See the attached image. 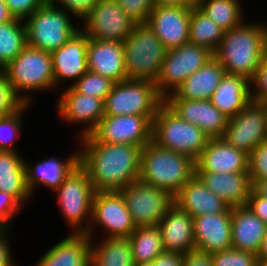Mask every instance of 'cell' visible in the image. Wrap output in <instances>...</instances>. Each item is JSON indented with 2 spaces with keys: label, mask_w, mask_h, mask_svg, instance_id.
Instances as JSON below:
<instances>
[{
  "label": "cell",
  "mask_w": 267,
  "mask_h": 266,
  "mask_svg": "<svg viewBox=\"0 0 267 266\" xmlns=\"http://www.w3.org/2000/svg\"><path fill=\"white\" fill-rule=\"evenodd\" d=\"M164 103L180 118L198 126L210 139L222 138L224 135L229 118L209 99H164Z\"/></svg>",
  "instance_id": "obj_17"
},
{
  "label": "cell",
  "mask_w": 267,
  "mask_h": 266,
  "mask_svg": "<svg viewBox=\"0 0 267 266\" xmlns=\"http://www.w3.org/2000/svg\"><path fill=\"white\" fill-rule=\"evenodd\" d=\"M209 100L221 113L232 118L252 100L250 81L225 73Z\"/></svg>",
  "instance_id": "obj_29"
},
{
  "label": "cell",
  "mask_w": 267,
  "mask_h": 266,
  "mask_svg": "<svg viewBox=\"0 0 267 266\" xmlns=\"http://www.w3.org/2000/svg\"><path fill=\"white\" fill-rule=\"evenodd\" d=\"M182 266H213L211 254L194 249L184 255Z\"/></svg>",
  "instance_id": "obj_48"
},
{
  "label": "cell",
  "mask_w": 267,
  "mask_h": 266,
  "mask_svg": "<svg viewBox=\"0 0 267 266\" xmlns=\"http://www.w3.org/2000/svg\"><path fill=\"white\" fill-rule=\"evenodd\" d=\"M92 219V220H91ZM92 223H86V234L92 239L90 224L97 223L108 231V238H128L136 229L125 200L119 191H96L92 202Z\"/></svg>",
  "instance_id": "obj_12"
},
{
  "label": "cell",
  "mask_w": 267,
  "mask_h": 266,
  "mask_svg": "<svg viewBox=\"0 0 267 266\" xmlns=\"http://www.w3.org/2000/svg\"><path fill=\"white\" fill-rule=\"evenodd\" d=\"M192 7L155 5L147 24L167 50L189 42Z\"/></svg>",
  "instance_id": "obj_16"
},
{
  "label": "cell",
  "mask_w": 267,
  "mask_h": 266,
  "mask_svg": "<svg viewBox=\"0 0 267 266\" xmlns=\"http://www.w3.org/2000/svg\"><path fill=\"white\" fill-rule=\"evenodd\" d=\"M174 204L193 218L205 214H220L230 208L226 202L211 192L196 175L174 196Z\"/></svg>",
  "instance_id": "obj_25"
},
{
  "label": "cell",
  "mask_w": 267,
  "mask_h": 266,
  "mask_svg": "<svg viewBox=\"0 0 267 266\" xmlns=\"http://www.w3.org/2000/svg\"><path fill=\"white\" fill-rule=\"evenodd\" d=\"M82 21L89 39L104 41L124 42L136 25L114 0H97Z\"/></svg>",
  "instance_id": "obj_13"
},
{
  "label": "cell",
  "mask_w": 267,
  "mask_h": 266,
  "mask_svg": "<svg viewBox=\"0 0 267 266\" xmlns=\"http://www.w3.org/2000/svg\"><path fill=\"white\" fill-rule=\"evenodd\" d=\"M267 225L247 206L231 207L232 248L257 255Z\"/></svg>",
  "instance_id": "obj_26"
},
{
  "label": "cell",
  "mask_w": 267,
  "mask_h": 266,
  "mask_svg": "<svg viewBox=\"0 0 267 266\" xmlns=\"http://www.w3.org/2000/svg\"><path fill=\"white\" fill-rule=\"evenodd\" d=\"M114 84L115 82L111 79L88 70L75 83H72L71 86L78 93L105 100L107 95L112 91Z\"/></svg>",
  "instance_id": "obj_37"
},
{
  "label": "cell",
  "mask_w": 267,
  "mask_h": 266,
  "mask_svg": "<svg viewBox=\"0 0 267 266\" xmlns=\"http://www.w3.org/2000/svg\"><path fill=\"white\" fill-rule=\"evenodd\" d=\"M53 6H56L55 2H59L63 6L65 11H69L77 17L83 19L94 7L97 0H48Z\"/></svg>",
  "instance_id": "obj_46"
},
{
  "label": "cell",
  "mask_w": 267,
  "mask_h": 266,
  "mask_svg": "<svg viewBox=\"0 0 267 266\" xmlns=\"http://www.w3.org/2000/svg\"><path fill=\"white\" fill-rule=\"evenodd\" d=\"M119 192L135 227L157 226L174 205V197L169 192L140 180L128 184Z\"/></svg>",
  "instance_id": "obj_11"
},
{
  "label": "cell",
  "mask_w": 267,
  "mask_h": 266,
  "mask_svg": "<svg viewBox=\"0 0 267 266\" xmlns=\"http://www.w3.org/2000/svg\"><path fill=\"white\" fill-rule=\"evenodd\" d=\"M184 254L164 251L153 260V266H182Z\"/></svg>",
  "instance_id": "obj_49"
},
{
  "label": "cell",
  "mask_w": 267,
  "mask_h": 266,
  "mask_svg": "<svg viewBox=\"0 0 267 266\" xmlns=\"http://www.w3.org/2000/svg\"><path fill=\"white\" fill-rule=\"evenodd\" d=\"M195 165V172H248V154L222 138H212L208 140Z\"/></svg>",
  "instance_id": "obj_20"
},
{
  "label": "cell",
  "mask_w": 267,
  "mask_h": 266,
  "mask_svg": "<svg viewBox=\"0 0 267 266\" xmlns=\"http://www.w3.org/2000/svg\"><path fill=\"white\" fill-rule=\"evenodd\" d=\"M225 31L215 24L197 6H193L190 15L189 42L215 52Z\"/></svg>",
  "instance_id": "obj_34"
},
{
  "label": "cell",
  "mask_w": 267,
  "mask_h": 266,
  "mask_svg": "<svg viewBox=\"0 0 267 266\" xmlns=\"http://www.w3.org/2000/svg\"><path fill=\"white\" fill-rule=\"evenodd\" d=\"M225 73L220 62L213 57L199 70L188 76L175 92L170 93L165 99H210Z\"/></svg>",
  "instance_id": "obj_27"
},
{
  "label": "cell",
  "mask_w": 267,
  "mask_h": 266,
  "mask_svg": "<svg viewBox=\"0 0 267 266\" xmlns=\"http://www.w3.org/2000/svg\"><path fill=\"white\" fill-rule=\"evenodd\" d=\"M195 175L230 207L246 206L253 187L249 172H195Z\"/></svg>",
  "instance_id": "obj_23"
},
{
  "label": "cell",
  "mask_w": 267,
  "mask_h": 266,
  "mask_svg": "<svg viewBox=\"0 0 267 266\" xmlns=\"http://www.w3.org/2000/svg\"><path fill=\"white\" fill-rule=\"evenodd\" d=\"M250 84H252V86L255 85V92L251 88L252 100L257 103L267 102V52L255 72L254 77L250 81Z\"/></svg>",
  "instance_id": "obj_43"
},
{
  "label": "cell",
  "mask_w": 267,
  "mask_h": 266,
  "mask_svg": "<svg viewBox=\"0 0 267 266\" xmlns=\"http://www.w3.org/2000/svg\"><path fill=\"white\" fill-rule=\"evenodd\" d=\"M222 139L248 155L259 143L267 141L261 104L251 100L236 116L229 118Z\"/></svg>",
  "instance_id": "obj_15"
},
{
  "label": "cell",
  "mask_w": 267,
  "mask_h": 266,
  "mask_svg": "<svg viewBox=\"0 0 267 266\" xmlns=\"http://www.w3.org/2000/svg\"><path fill=\"white\" fill-rule=\"evenodd\" d=\"M135 264L152 263L165 250L158 226L136 227L128 237Z\"/></svg>",
  "instance_id": "obj_33"
},
{
  "label": "cell",
  "mask_w": 267,
  "mask_h": 266,
  "mask_svg": "<svg viewBox=\"0 0 267 266\" xmlns=\"http://www.w3.org/2000/svg\"><path fill=\"white\" fill-rule=\"evenodd\" d=\"M260 196L267 198V179L257 181L252 187Z\"/></svg>",
  "instance_id": "obj_53"
},
{
  "label": "cell",
  "mask_w": 267,
  "mask_h": 266,
  "mask_svg": "<svg viewBox=\"0 0 267 266\" xmlns=\"http://www.w3.org/2000/svg\"><path fill=\"white\" fill-rule=\"evenodd\" d=\"M30 106L24 103L16 112L11 115L0 117V151L16 152L13 145L16 135L21 130L22 113ZM13 144V145H12Z\"/></svg>",
  "instance_id": "obj_38"
},
{
  "label": "cell",
  "mask_w": 267,
  "mask_h": 266,
  "mask_svg": "<svg viewBox=\"0 0 267 266\" xmlns=\"http://www.w3.org/2000/svg\"><path fill=\"white\" fill-rule=\"evenodd\" d=\"M81 138L79 164L95 191H120L139 180L141 146L101 143L92 134Z\"/></svg>",
  "instance_id": "obj_1"
},
{
  "label": "cell",
  "mask_w": 267,
  "mask_h": 266,
  "mask_svg": "<svg viewBox=\"0 0 267 266\" xmlns=\"http://www.w3.org/2000/svg\"><path fill=\"white\" fill-rule=\"evenodd\" d=\"M14 18L25 20L48 0H4Z\"/></svg>",
  "instance_id": "obj_45"
},
{
  "label": "cell",
  "mask_w": 267,
  "mask_h": 266,
  "mask_svg": "<svg viewBox=\"0 0 267 266\" xmlns=\"http://www.w3.org/2000/svg\"><path fill=\"white\" fill-rule=\"evenodd\" d=\"M258 264L259 266H267V260L261 261Z\"/></svg>",
  "instance_id": "obj_57"
},
{
  "label": "cell",
  "mask_w": 267,
  "mask_h": 266,
  "mask_svg": "<svg viewBox=\"0 0 267 266\" xmlns=\"http://www.w3.org/2000/svg\"><path fill=\"white\" fill-rule=\"evenodd\" d=\"M66 159V161L56 157L46 159L38 162L33 169L25 161L27 185L30 192L33 193L38 186L36 184L40 185L41 183L50 189L52 188L53 191L56 190L70 171L79 164V153Z\"/></svg>",
  "instance_id": "obj_31"
},
{
  "label": "cell",
  "mask_w": 267,
  "mask_h": 266,
  "mask_svg": "<svg viewBox=\"0 0 267 266\" xmlns=\"http://www.w3.org/2000/svg\"><path fill=\"white\" fill-rule=\"evenodd\" d=\"M195 160L153 141L141 150L139 180L169 192L173 197L195 175Z\"/></svg>",
  "instance_id": "obj_3"
},
{
  "label": "cell",
  "mask_w": 267,
  "mask_h": 266,
  "mask_svg": "<svg viewBox=\"0 0 267 266\" xmlns=\"http://www.w3.org/2000/svg\"><path fill=\"white\" fill-rule=\"evenodd\" d=\"M3 72L16 95L27 104L31 103L30 95L20 93L55 87L51 53L29 45L3 68Z\"/></svg>",
  "instance_id": "obj_5"
},
{
  "label": "cell",
  "mask_w": 267,
  "mask_h": 266,
  "mask_svg": "<svg viewBox=\"0 0 267 266\" xmlns=\"http://www.w3.org/2000/svg\"><path fill=\"white\" fill-rule=\"evenodd\" d=\"M98 245L91 241V266H134L129 238H104Z\"/></svg>",
  "instance_id": "obj_32"
},
{
  "label": "cell",
  "mask_w": 267,
  "mask_h": 266,
  "mask_svg": "<svg viewBox=\"0 0 267 266\" xmlns=\"http://www.w3.org/2000/svg\"><path fill=\"white\" fill-rule=\"evenodd\" d=\"M91 240L86 233H72L57 243L34 266H91Z\"/></svg>",
  "instance_id": "obj_28"
},
{
  "label": "cell",
  "mask_w": 267,
  "mask_h": 266,
  "mask_svg": "<svg viewBox=\"0 0 267 266\" xmlns=\"http://www.w3.org/2000/svg\"><path fill=\"white\" fill-rule=\"evenodd\" d=\"M163 248L168 252L186 254L195 249L193 217L175 204L167 211L158 225Z\"/></svg>",
  "instance_id": "obj_24"
},
{
  "label": "cell",
  "mask_w": 267,
  "mask_h": 266,
  "mask_svg": "<svg viewBox=\"0 0 267 266\" xmlns=\"http://www.w3.org/2000/svg\"><path fill=\"white\" fill-rule=\"evenodd\" d=\"M89 37L77 32L66 44L51 52L55 86L61 80H75L87 71V47Z\"/></svg>",
  "instance_id": "obj_21"
},
{
  "label": "cell",
  "mask_w": 267,
  "mask_h": 266,
  "mask_svg": "<svg viewBox=\"0 0 267 266\" xmlns=\"http://www.w3.org/2000/svg\"><path fill=\"white\" fill-rule=\"evenodd\" d=\"M24 102L16 95L6 74L0 73V117L16 112Z\"/></svg>",
  "instance_id": "obj_42"
},
{
  "label": "cell",
  "mask_w": 267,
  "mask_h": 266,
  "mask_svg": "<svg viewBox=\"0 0 267 266\" xmlns=\"http://www.w3.org/2000/svg\"><path fill=\"white\" fill-rule=\"evenodd\" d=\"M19 155L0 151V191L12 195L23 206L32 193L27 185L25 161Z\"/></svg>",
  "instance_id": "obj_30"
},
{
  "label": "cell",
  "mask_w": 267,
  "mask_h": 266,
  "mask_svg": "<svg viewBox=\"0 0 267 266\" xmlns=\"http://www.w3.org/2000/svg\"><path fill=\"white\" fill-rule=\"evenodd\" d=\"M87 68L115 83L126 80L123 42L89 39Z\"/></svg>",
  "instance_id": "obj_22"
},
{
  "label": "cell",
  "mask_w": 267,
  "mask_h": 266,
  "mask_svg": "<svg viewBox=\"0 0 267 266\" xmlns=\"http://www.w3.org/2000/svg\"><path fill=\"white\" fill-rule=\"evenodd\" d=\"M7 230H0V266H16L12 262Z\"/></svg>",
  "instance_id": "obj_50"
},
{
  "label": "cell",
  "mask_w": 267,
  "mask_h": 266,
  "mask_svg": "<svg viewBox=\"0 0 267 266\" xmlns=\"http://www.w3.org/2000/svg\"><path fill=\"white\" fill-rule=\"evenodd\" d=\"M256 256H257L258 263L261 261L267 260V231H266V235L264 236L262 240L260 250L258 251Z\"/></svg>",
  "instance_id": "obj_54"
},
{
  "label": "cell",
  "mask_w": 267,
  "mask_h": 266,
  "mask_svg": "<svg viewBox=\"0 0 267 266\" xmlns=\"http://www.w3.org/2000/svg\"><path fill=\"white\" fill-rule=\"evenodd\" d=\"M213 57V52L208 48L190 42L167 50L159 76L155 81L159 94L165 99L170 94V89L173 91L171 93H174L188 76Z\"/></svg>",
  "instance_id": "obj_10"
},
{
  "label": "cell",
  "mask_w": 267,
  "mask_h": 266,
  "mask_svg": "<svg viewBox=\"0 0 267 266\" xmlns=\"http://www.w3.org/2000/svg\"><path fill=\"white\" fill-rule=\"evenodd\" d=\"M157 5L193 7L198 0H154Z\"/></svg>",
  "instance_id": "obj_51"
},
{
  "label": "cell",
  "mask_w": 267,
  "mask_h": 266,
  "mask_svg": "<svg viewBox=\"0 0 267 266\" xmlns=\"http://www.w3.org/2000/svg\"><path fill=\"white\" fill-rule=\"evenodd\" d=\"M164 98L149 80L126 79L114 84L104 100V115L156 116Z\"/></svg>",
  "instance_id": "obj_7"
},
{
  "label": "cell",
  "mask_w": 267,
  "mask_h": 266,
  "mask_svg": "<svg viewBox=\"0 0 267 266\" xmlns=\"http://www.w3.org/2000/svg\"><path fill=\"white\" fill-rule=\"evenodd\" d=\"M134 266H153V263L135 264Z\"/></svg>",
  "instance_id": "obj_56"
},
{
  "label": "cell",
  "mask_w": 267,
  "mask_h": 266,
  "mask_svg": "<svg viewBox=\"0 0 267 266\" xmlns=\"http://www.w3.org/2000/svg\"><path fill=\"white\" fill-rule=\"evenodd\" d=\"M210 138L163 103L153 119L152 141L159 147L197 160Z\"/></svg>",
  "instance_id": "obj_4"
},
{
  "label": "cell",
  "mask_w": 267,
  "mask_h": 266,
  "mask_svg": "<svg viewBox=\"0 0 267 266\" xmlns=\"http://www.w3.org/2000/svg\"><path fill=\"white\" fill-rule=\"evenodd\" d=\"M263 110H264V115H265V122H266V126H267V102L265 103H260Z\"/></svg>",
  "instance_id": "obj_55"
},
{
  "label": "cell",
  "mask_w": 267,
  "mask_h": 266,
  "mask_svg": "<svg viewBox=\"0 0 267 266\" xmlns=\"http://www.w3.org/2000/svg\"><path fill=\"white\" fill-rule=\"evenodd\" d=\"M246 206L267 225V198L252 188Z\"/></svg>",
  "instance_id": "obj_47"
},
{
  "label": "cell",
  "mask_w": 267,
  "mask_h": 266,
  "mask_svg": "<svg viewBox=\"0 0 267 266\" xmlns=\"http://www.w3.org/2000/svg\"><path fill=\"white\" fill-rule=\"evenodd\" d=\"M127 79L157 80L167 49L148 24H136L123 42Z\"/></svg>",
  "instance_id": "obj_6"
},
{
  "label": "cell",
  "mask_w": 267,
  "mask_h": 266,
  "mask_svg": "<svg viewBox=\"0 0 267 266\" xmlns=\"http://www.w3.org/2000/svg\"><path fill=\"white\" fill-rule=\"evenodd\" d=\"M69 16L47 1L24 20L27 45L50 53L62 47L79 32Z\"/></svg>",
  "instance_id": "obj_8"
},
{
  "label": "cell",
  "mask_w": 267,
  "mask_h": 266,
  "mask_svg": "<svg viewBox=\"0 0 267 266\" xmlns=\"http://www.w3.org/2000/svg\"><path fill=\"white\" fill-rule=\"evenodd\" d=\"M14 16L10 13L4 0H0V24L12 21Z\"/></svg>",
  "instance_id": "obj_52"
},
{
  "label": "cell",
  "mask_w": 267,
  "mask_h": 266,
  "mask_svg": "<svg viewBox=\"0 0 267 266\" xmlns=\"http://www.w3.org/2000/svg\"><path fill=\"white\" fill-rule=\"evenodd\" d=\"M248 172L252 186L267 179V141L259 143L248 155Z\"/></svg>",
  "instance_id": "obj_40"
},
{
  "label": "cell",
  "mask_w": 267,
  "mask_h": 266,
  "mask_svg": "<svg viewBox=\"0 0 267 266\" xmlns=\"http://www.w3.org/2000/svg\"><path fill=\"white\" fill-rule=\"evenodd\" d=\"M195 249L212 254L232 248L231 207L220 214L193 218Z\"/></svg>",
  "instance_id": "obj_18"
},
{
  "label": "cell",
  "mask_w": 267,
  "mask_h": 266,
  "mask_svg": "<svg viewBox=\"0 0 267 266\" xmlns=\"http://www.w3.org/2000/svg\"><path fill=\"white\" fill-rule=\"evenodd\" d=\"M54 191L58 193L59 207L69 226L76 228L75 233H86V226L82 224L92 215L96 192L87 171L78 164Z\"/></svg>",
  "instance_id": "obj_9"
},
{
  "label": "cell",
  "mask_w": 267,
  "mask_h": 266,
  "mask_svg": "<svg viewBox=\"0 0 267 266\" xmlns=\"http://www.w3.org/2000/svg\"><path fill=\"white\" fill-rule=\"evenodd\" d=\"M155 116L104 115L92 135L101 143L128 144L142 148L152 141Z\"/></svg>",
  "instance_id": "obj_14"
},
{
  "label": "cell",
  "mask_w": 267,
  "mask_h": 266,
  "mask_svg": "<svg viewBox=\"0 0 267 266\" xmlns=\"http://www.w3.org/2000/svg\"><path fill=\"white\" fill-rule=\"evenodd\" d=\"M238 0H198L197 7L225 32L244 22Z\"/></svg>",
  "instance_id": "obj_35"
},
{
  "label": "cell",
  "mask_w": 267,
  "mask_h": 266,
  "mask_svg": "<svg viewBox=\"0 0 267 266\" xmlns=\"http://www.w3.org/2000/svg\"><path fill=\"white\" fill-rule=\"evenodd\" d=\"M213 266H255L257 256L233 248L211 254Z\"/></svg>",
  "instance_id": "obj_39"
},
{
  "label": "cell",
  "mask_w": 267,
  "mask_h": 266,
  "mask_svg": "<svg viewBox=\"0 0 267 266\" xmlns=\"http://www.w3.org/2000/svg\"><path fill=\"white\" fill-rule=\"evenodd\" d=\"M127 16L136 24H147L151 11L156 5L154 0H114Z\"/></svg>",
  "instance_id": "obj_41"
},
{
  "label": "cell",
  "mask_w": 267,
  "mask_h": 266,
  "mask_svg": "<svg viewBox=\"0 0 267 266\" xmlns=\"http://www.w3.org/2000/svg\"><path fill=\"white\" fill-rule=\"evenodd\" d=\"M22 205L10 194L0 191V229L8 230L9 220L20 212Z\"/></svg>",
  "instance_id": "obj_44"
},
{
  "label": "cell",
  "mask_w": 267,
  "mask_h": 266,
  "mask_svg": "<svg viewBox=\"0 0 267 266\" xmlns=\"http://www.w3.org/2000/svg\"><path fill=\"white\" fill-rule=\"evenodd\" d=\"M266 52V25L243 23L224 33L213 54L227 74L242 76L251 81Z\"/></svg>",
  "instance_id": "obj_2"
},
{
  "label": "cell",
  "mask_w": 267,
  "mask_h": 266,
  "mask_svg": "<svg viewBox=\"0 0 267 266\" xmlns=\"http://www.w3.org/2000/svg\"><path fill=\"white\" fill-rule=\"evenodd\" d=\"M26 45L27 31L24 20L14 18L12 21L0 24V66L2 68L14 60Z\"/></svg>",
  "instance_id": "obj_36"
},
{
  "label": "cell",
  "mask_w": 267,
  "mask_h": 266,
  "mask_svg": "<svg viewBox=\"0 0 267 266\" xmlns=\"http://www.w3.org/2000/svg\"><path fill=\"white\" fill-rule=\"evenodd\" d=\"M61 95L57 110L64 120L70 123H86L81 137L91 135L104 117V100L78 93L72 86Z\"/></svg>",
  "instance_id": "obj_19"
}]
</instances>
